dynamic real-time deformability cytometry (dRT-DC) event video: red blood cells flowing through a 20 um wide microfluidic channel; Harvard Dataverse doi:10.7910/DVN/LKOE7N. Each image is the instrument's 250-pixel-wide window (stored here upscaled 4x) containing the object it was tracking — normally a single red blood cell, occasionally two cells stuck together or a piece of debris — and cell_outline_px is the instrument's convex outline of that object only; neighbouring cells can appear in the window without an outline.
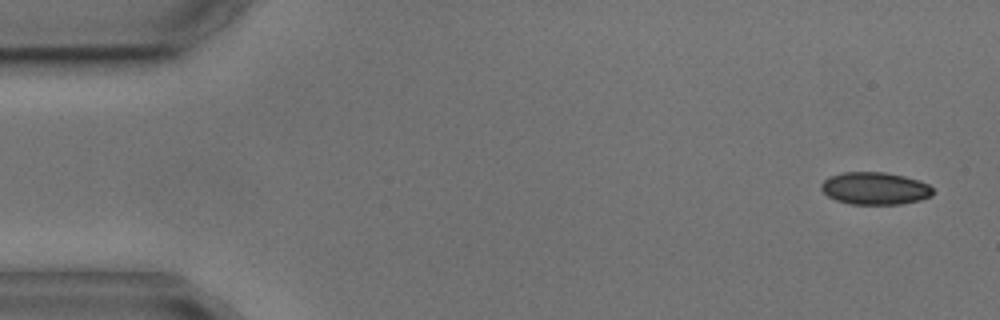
{"species": "common noctule bat (a hibernating species)", "species_latin": "Nyctalus noctula", "temperature_condition": "cold", "stored_images_in_passage": 6, "camera_frame_rate_fps": 3000, "um_per_image_px": 0.085, "animal": {"sex": "male", "body_mass_g": 17.9, "forearm_length_mm": 54.2}, "frame": {"image": 1, "passage_image": 1, "time_ms": 0.0, "image_size_px": [1000, 320], "cell_outline_px": [[932, 196], [920, 200], [900, 204], [852, 204], [836, 200], [828, 196], [820, 188], [820, 184], [828, 176], [844, 172], [884, 172], [904, 176], [928, 184], [932, 188]], "centroid_in_image_um": [74.34, 16.01], "position_along_channel_um": 10.7, "area_um2": 21.04}}
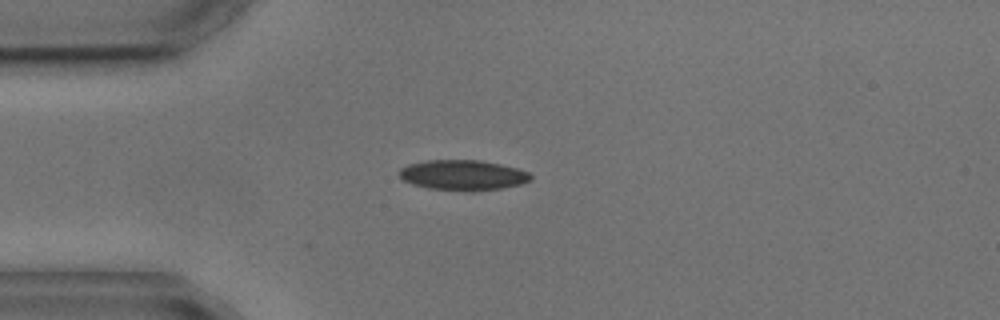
{"frame": {"image": 2, "passage_image": 4, "time_ms": 3.667, "image_size_px": [1000, 320], "cell_outline_px": [[532, 180], [520, 184], [500, 188], [472, 192], [468, 192], [428, 188], [412, 184], [404, 180], [400, 176], [400, 168], [408, 164], [428, 160], [480, 160], [500, 164], [516, 168], [528, 172], [532, 176]], "centroid_in_image_um": [39.35, 14.89], "position_along_channel_um": 45.6, "area_um2": 23.24}}